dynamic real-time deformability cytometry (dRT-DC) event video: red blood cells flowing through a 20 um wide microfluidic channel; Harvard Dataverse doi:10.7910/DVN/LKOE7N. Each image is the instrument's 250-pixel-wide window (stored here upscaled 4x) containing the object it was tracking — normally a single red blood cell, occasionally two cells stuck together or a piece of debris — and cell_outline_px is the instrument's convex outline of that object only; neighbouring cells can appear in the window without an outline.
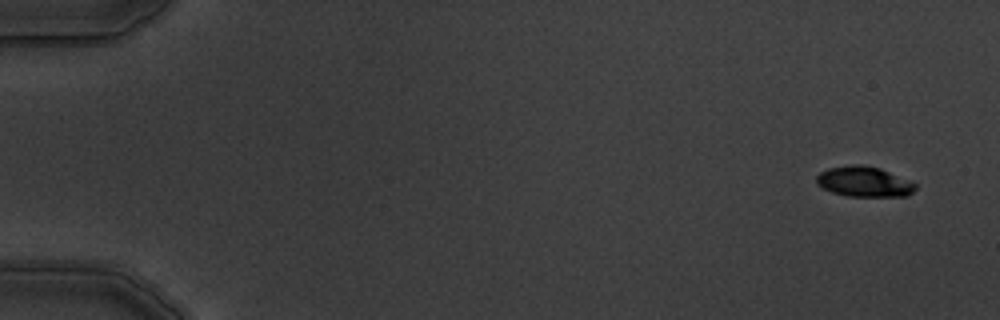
{"species": "common noctule bat (a hibernating species)", "species_latin": "Nyctalus noctula", "temperature_condition": "warm", "stored_images_in_passage": 5, "camera_frame_rate_fps": 3000, "um_per_image_px": 0.085, "animal": {"sex": "male", "body_mass_g": 19.5, "forearm_length_mm": 54.6}, "frame": {"image": 1, "passage_image": 1, "time_ms": 0.0, "image_size_px": [1000, 320], "cell_outline_px": [[916, 188], [908, 196], [848, 196], [832, 192], [816, 184], [816, 176], [820, 172], [828, 168], [848, 164], [864, 164], [880, 168], [916, 184]], "centroid_in_image_um": [73.41, 15.43], "position_along_channel_um": 11.6, "area_um2": 17.46}}
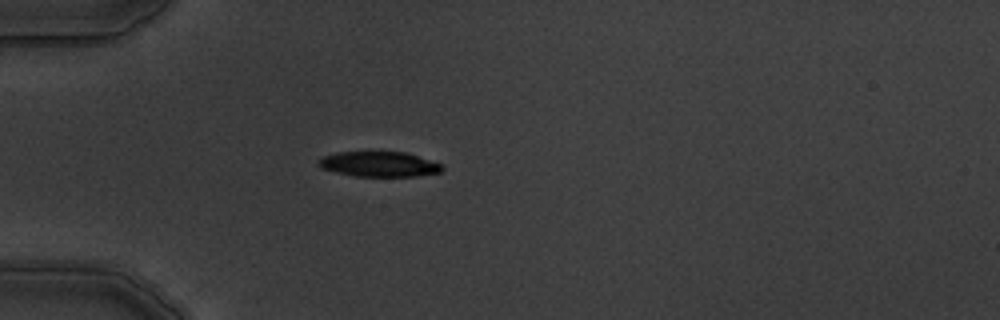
{"frame": {"image": 2, "passage_image": 5, "time_ms": 4.667, "image_size_px": [1000, 320], "cell_outline_px": [[444, 168], [440, 172], [420, 176], [356, 176], [336, 172], [320, 168], [316, 164], [316, 160], [324, 156], [336, 152], [404, 152], [444, 164]], "centroid_in_image_um": [32.21, 13.95], "position_along_channel_um": 52.8, "area_um2": 18.21}}